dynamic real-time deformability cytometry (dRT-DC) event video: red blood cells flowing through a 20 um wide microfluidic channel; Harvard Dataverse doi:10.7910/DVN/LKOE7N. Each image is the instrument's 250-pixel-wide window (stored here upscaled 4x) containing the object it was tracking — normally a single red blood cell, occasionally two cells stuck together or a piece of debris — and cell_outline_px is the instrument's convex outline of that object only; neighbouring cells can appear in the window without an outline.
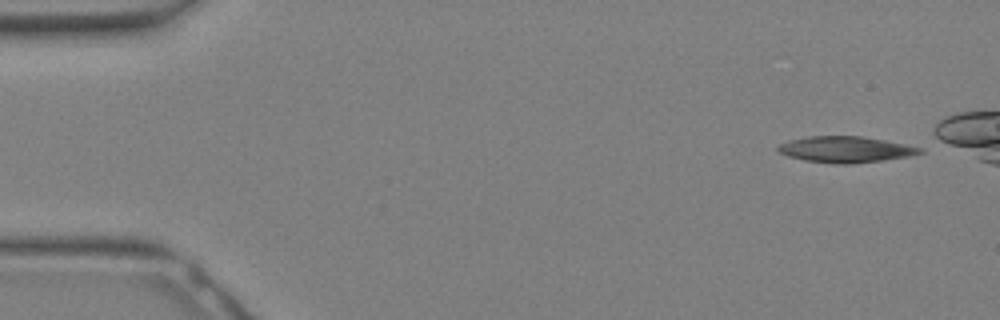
{"species": "Egyptian fruit bat (a non-hibernating species)", "species_latin": "Rousettus aegyptiacus", "temperature_condition": "warm", "stored_images_in_passage": 27, "camera_frame_rate_fps": 3000, "um_per_image_px": 0.085, "animal": {"sex": "female"}, "frame": {"image": 1, "passage_image": 1, "time_ms": 0.0, "image_size_px": [1000, 320], "cell_outline_px": [[924, 152], [908, 156], [884, 160], [852, 164], [840, 164], [804, 160], [788, 156], [780, 152], [776, 148], [780, 144], [788, 140], [808, 136], [864, 136], [924, 144]], "centroid_in_image_um": [72.07, 12.67], "position_along_channel_um": 12.9, "area_um2": 22.43}}
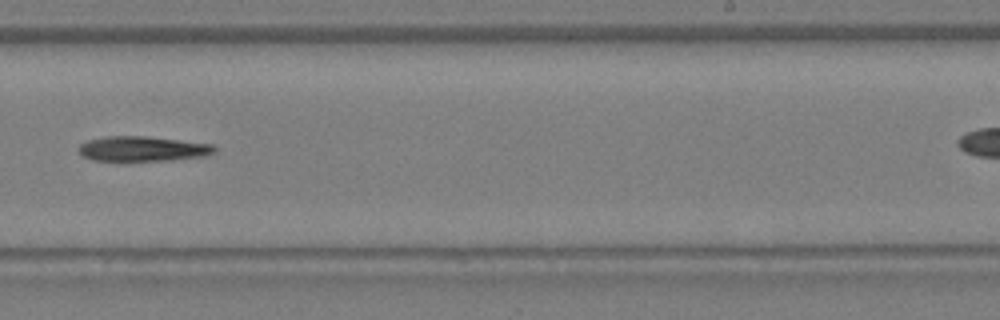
{"frame": {"image": 2, "passage_image": 19, "time_ms": 6.0, "image_size_px": [1000, 320], "cell_outline_px": [[216, 152], [204, 156], [168, 160], [92, 160], [84, 156], [76, 148], [80, 144], [88, 140], [104, 136], [144, 136], [212, 144], [216, 148]], "centroid_in_image_um": [12.1, 12.64], "position_along_channel_um": 276.9, "area_um2": 19.54}}
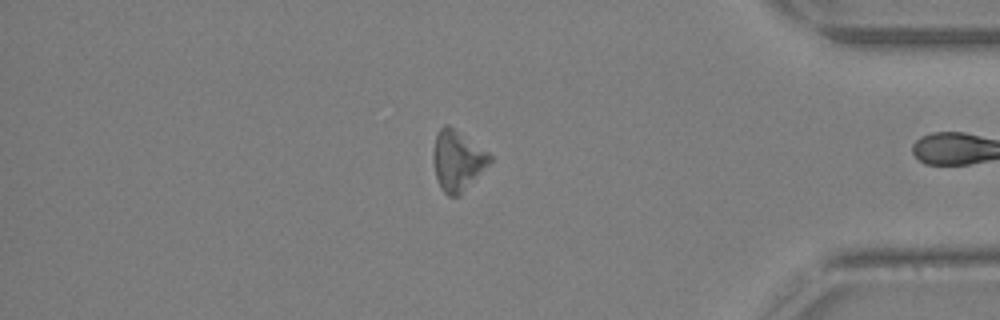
{"frame": {"image": 3, "passage_image": 26, "time_ms": 8.333, "image_size_px": [1000, 320], "cell_outline_px": [[492, 160], [460, 196], [448, 196], [440, 188], [436, 176], [432, 160], [432, 152], [436, 136], [440, 128], [444, 124], [448, 124], [488, 152], [492, 156]], "centroid_in_image_um": [38.86, 13.66], "position_along_channel_um": 396.3, "area_um2": 19.83}}